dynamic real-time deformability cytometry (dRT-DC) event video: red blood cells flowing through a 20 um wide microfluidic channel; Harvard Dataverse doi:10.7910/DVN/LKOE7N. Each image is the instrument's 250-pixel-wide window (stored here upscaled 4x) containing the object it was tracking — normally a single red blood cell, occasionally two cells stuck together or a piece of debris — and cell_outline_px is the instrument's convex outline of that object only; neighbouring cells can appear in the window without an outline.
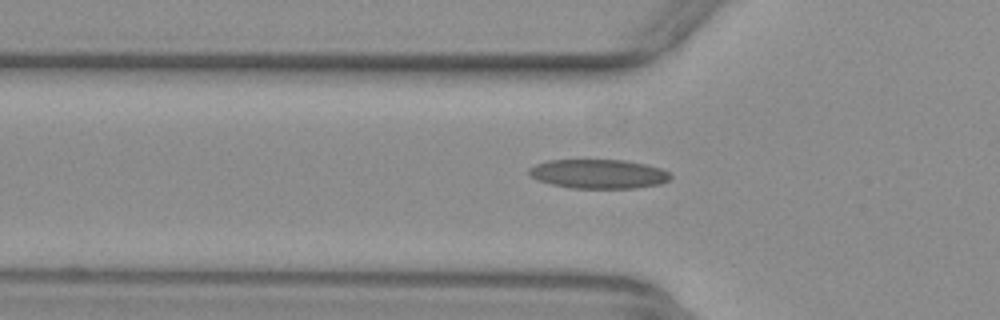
{"species": "common noctule bat (a hibernating species)", "species_latin": "Nyctalus noctula", "temperature_condition": "warm", "stored_images_in_passage": 24, "camera_frame_rate_fps": 3000, "um_per_image_px": 0.085, "animal": {"sex": "female", "body_mass_g": 29.2, "forearm_length_mm": 56.3}, "frame": {"image": 1, "passage_image": 2, "time_ms": 0.333, "image_size_px": [1000, 320], "cell_outline_px": [[672, 176], [668, 180], [660, 184], [636, 188], [572, 188], [552, 184], [540, 180], [532, 176], [528, 172], [528, 168], [536, 164], [548, 160], [624, 160], [644, 164], [660, 168], [668, 172]], "centroid_in_image_um": [50.88, 14.78], "position_along_channel_um": 74.9, "area_um2": 23.87}}
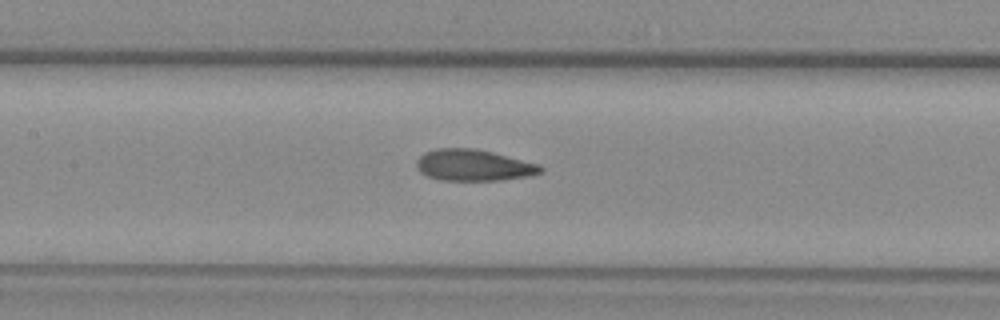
{"frame": {"image": 2, "passage_image": 9, "time_ms": 2.667, "image_size_px": [1000, 320], "cell_outline_px": [[544, 172], [528, 176], [500, 180], [440, 180], [428, 176], [420, 172], [416, 164], [416, 160], [424, 152], [436, 148], [476, 148], [540, 164], [544, 168]], "centroid_in_image_um": [40.26, 14.04], "position_along_channel_um": 167.1, "area_um2": 22.77}}
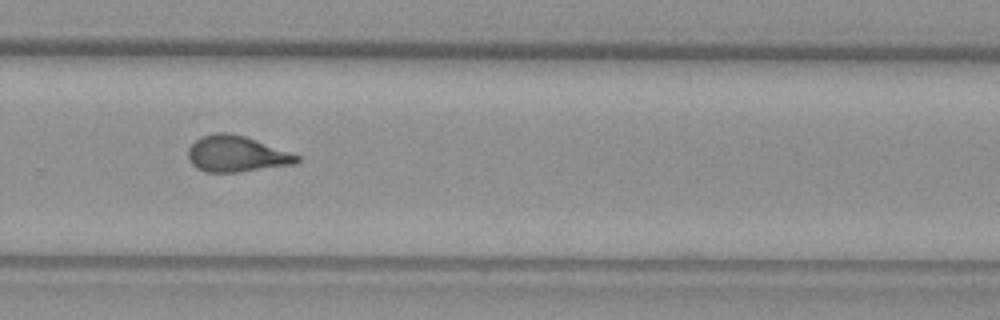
{"frame": {"image": 3, "passage_image": 20, "time_ms": 6.333, "image_size_px": [1000, 320], "cell_outline_px": [[300, 160], [296, 164], [236, 172], [204, 172], [196, 168], [192, 164], [188, 156], [188, 148], [200, 136], [216, 132], [228, 132], [244, 136], [300, 156]], "centroid_in_image_um": [20.07, 13.08], "position_along_channel_um": 309.7, "area_um2": 22.72}}